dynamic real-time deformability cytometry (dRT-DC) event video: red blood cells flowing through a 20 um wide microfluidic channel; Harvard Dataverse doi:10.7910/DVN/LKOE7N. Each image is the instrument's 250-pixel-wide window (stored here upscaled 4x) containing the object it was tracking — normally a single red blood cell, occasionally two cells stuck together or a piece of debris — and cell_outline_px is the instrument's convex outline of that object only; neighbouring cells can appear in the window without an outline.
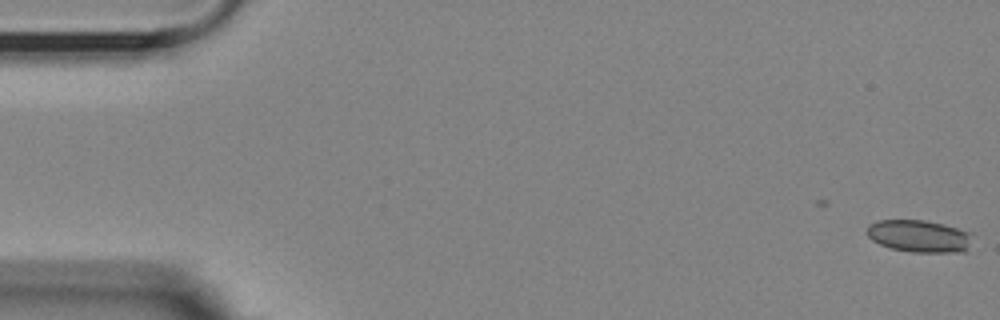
{"species": "Egyptian fruit bat (a non-hibernating species)", "species_latin": "Rousettus aegyptiacus", "temperature_condition": "room temperature", "stored_images_in_passage": 2, "camera_frame_rate_fps": 3000, "um_per_image_px": 0.085, "animal": {"sex": "female"}, "frame": {"image": 1, "passage_image": 2, "time_ms": 0.333, "image_size_px": [1000, 320], "cell_outline_px": [[972, 232], [964, 252], [912, 252], [892, 248], [880, 244], [872, 240], [868, 236], [868, 224], [876, 220], [924, 220], [944, 224]], "centroid_in_image_um": [78.1, 20.05], "position_along_channel_um": 6.9, "area_um2": 19.65}}